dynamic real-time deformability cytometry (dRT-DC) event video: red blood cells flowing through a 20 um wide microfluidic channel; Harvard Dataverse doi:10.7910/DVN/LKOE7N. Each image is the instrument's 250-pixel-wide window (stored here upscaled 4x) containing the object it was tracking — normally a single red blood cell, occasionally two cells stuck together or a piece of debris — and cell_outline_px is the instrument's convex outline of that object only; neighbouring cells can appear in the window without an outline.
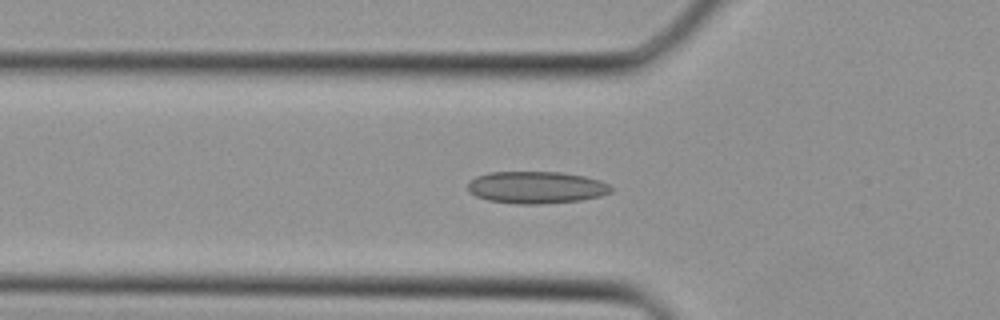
{"species": "Egyptian fruit bat (a non-hibernating species)", "species_latin": "Rousettus aegyptiacus", "temperature_condition": "cold", "stored_images_in_passage": 34, "camera_frame_rate_fps": 3000, "um_per_image_px": 0.085, "animal": {"sex": "female"}, "frame": {"image": 1, "passage_image": 11, "time_ms": 3.333, "image_size_px": [1000, 320], "cell_outline_px": [[616, 188], [612, 192], [600, 196], [580, 200], [540, 204], [516, 204], [488, 200], [476, 196], [468, 192], [468, 184], [476, 176], [488, 172], [560, 172], [584, 176], [600, 180]], "centroid_in_image_um": [45.6, 15.93], "position_along_channel_um": 80.2, "area_um2": 26.93}}
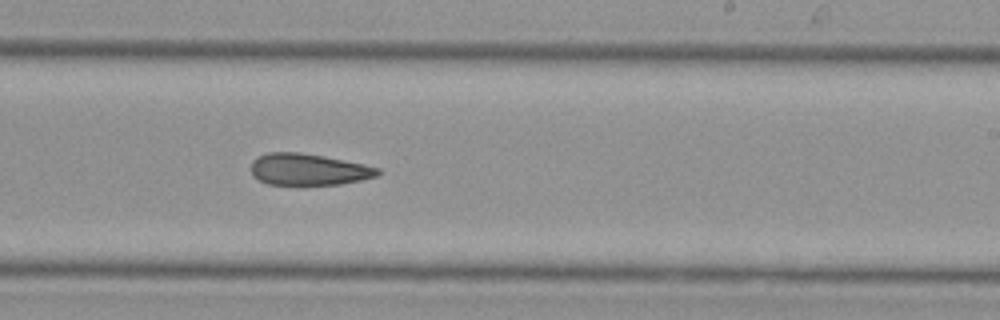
{"frame": {"image": 2, "passage_image": 21, "time_ms": 6.667, "image_size_px": [1000, 320], "cell_outline_px": [[380, 172], [376, 176], [360, 180], [340, 184], [268, 184], [252, 176], [252, 160], [256, 156], [268, 152], [300, 152], [324, 156], [364, 164], [380, 168]], "centroid_in_image_um": [26.2, 14.39], "position_along_channel_um": 262.8, "area_um2": 23.24}}
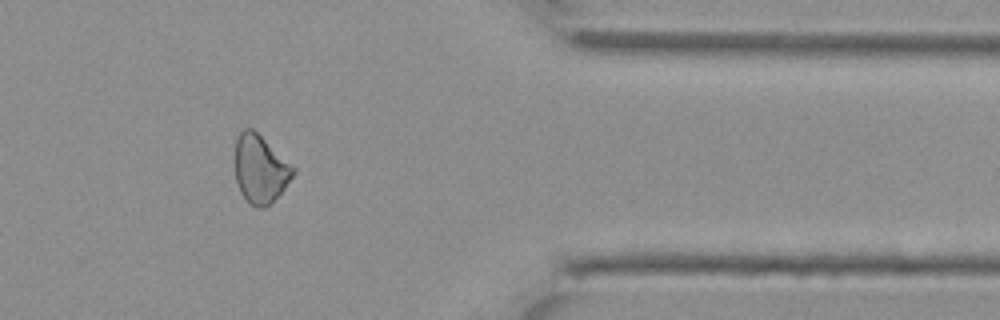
{"frame": {"image": 3, "passage_image": 29, "time_ms": 9.333, "image_size_px": [1000, 320], "cell_outline_px": [[296, 172], [284, 188], [264, 208], [256, 208], [248, 204], [240, 192], [236, 180], [236, 136], [244, 128], [252, 128], [296, 168]], "centroid_in_image_um": [22.11, 14.37], "position_along_channel_um": 389.3, "area_um2": 22.89}}